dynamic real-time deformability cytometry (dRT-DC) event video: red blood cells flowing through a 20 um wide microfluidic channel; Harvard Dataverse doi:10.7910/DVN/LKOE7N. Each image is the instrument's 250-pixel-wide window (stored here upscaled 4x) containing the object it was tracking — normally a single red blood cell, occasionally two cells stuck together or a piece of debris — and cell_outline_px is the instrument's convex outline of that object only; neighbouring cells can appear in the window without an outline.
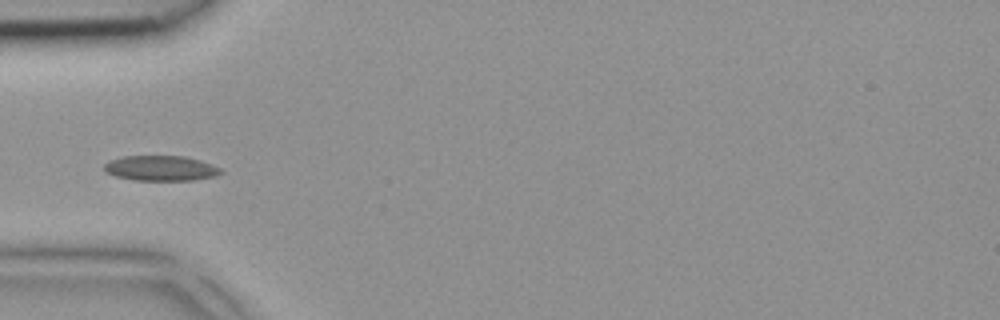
{"species": "common noctule bat (a hibernating species)", "species_latin": "Nyctalus noctula", "temperature_condition": "room temperature", "stored_images_in_passage": 4, "camera_frame_rate_fps": 3000, "um_per_image_px": 0.085, "animal": {"sex": "female", "body_mass_g": 18.4}, "frame": {"image": 1, "passage_image": 4, "time_ms": 1.0, "image_size_px": [1000, 320], "cell_outline_px": [[224, 172], [216, 176], [196, 180], [132, 180], [116, 176], [104, 172], [104, 164], [108, 160], [124, 156], [184, 156], [200, 160], [212, 164], [220, 168]], "centroid_in_image_um": [13.67, 14.3], "position_along_channel_um": 71.3, "area_um2": 17.28}}